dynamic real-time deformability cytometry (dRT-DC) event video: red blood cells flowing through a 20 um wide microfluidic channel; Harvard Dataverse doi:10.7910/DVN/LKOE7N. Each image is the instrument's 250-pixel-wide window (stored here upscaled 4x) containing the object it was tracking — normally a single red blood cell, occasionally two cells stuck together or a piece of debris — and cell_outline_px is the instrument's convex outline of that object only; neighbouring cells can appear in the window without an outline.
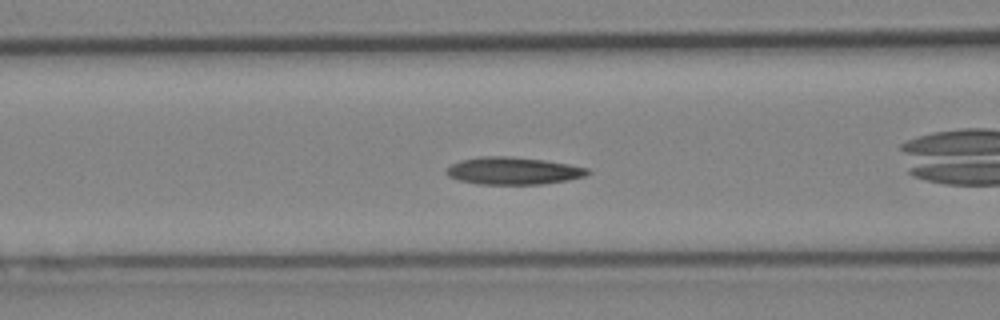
{"species": "Egyptian fruit bat (a non-hibernating species)", "species_latin": "Rousettus aegyptiacus", "temperature_condition": "cold", "stored_images_in_passage": 36, "camera_frame_rate_fps": 3000, "um_per_image_px": 0.085, "animal": {"sex": "female"}, "frame": {"image": 1, "passage_image": 6, "time_ms": 1.667, "image_size_px": [1000, 320], "cell_outline_px": [[592, 172], [584, 176], [568, 180], [540, 184], [476, 184], [460, 180], [448, 176], [444, 172], [452, 164], [460, 160], [480, 156], [508, 156], [544, 160], [568, 164], [588, 168]], "centroid_in_image_um": [43.61, 14.52], "position_along_channel_um": 123.0, "area_um2": 22.48}}
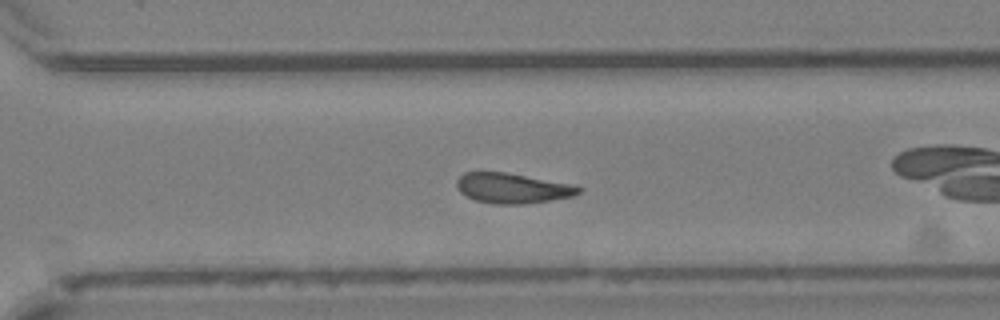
{"frame": {"image": 2, "passage_image": 21, "time_ms": 6.667, "image_size_px": [1000, 320], "cell_outline_px": [[584, 188], [580, 192], [572, 196], [552, 200], [524, 204], [496, 204], [476, 200], [460, 192], [456, 184], [456, 180], [464, 172], [504, 172], [568, 184]], "centroid_in_image_um": [43.53, 16.0], "position_along_channel_um": 327.1, "area_um2": 21.04}, "authors_computed_cell_mechanics": {"area_um2": 21.3282, "velocity_mm_per_s": 4.0893, "shape_relaxation_time_tau1_ms": 9.7371, "shape_relaxation_time_tau2_ms": 4.8288, "deformation_change_tau1": 0.1765, "deformation_change_tau2": 0.1202}}